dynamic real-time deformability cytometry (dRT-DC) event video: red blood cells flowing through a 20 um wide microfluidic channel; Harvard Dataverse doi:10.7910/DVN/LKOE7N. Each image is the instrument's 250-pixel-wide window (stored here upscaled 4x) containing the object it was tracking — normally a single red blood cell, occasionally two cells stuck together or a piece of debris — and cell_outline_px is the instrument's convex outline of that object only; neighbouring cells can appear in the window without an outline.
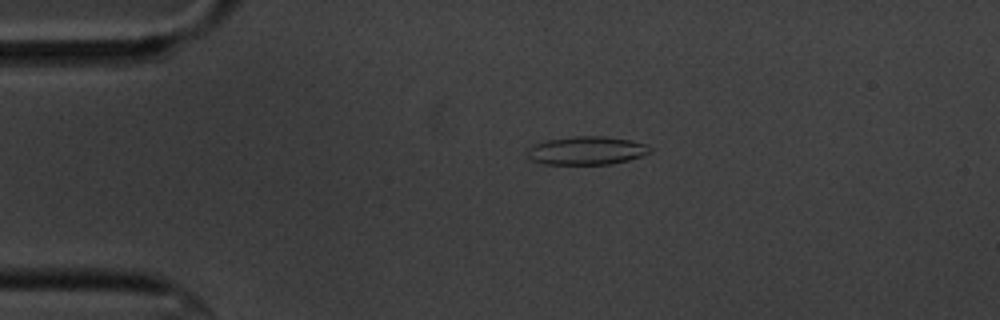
{"species": "common noctule bat (a hibernating species)", "species_latin": "Nyctalus noctula", "temperature_condition": "cold", "stored_images_in_passage": 14, "segment_of_instrument_passage": [1, 2], "camera_frame_rate_fps": 3000, "um_per_image_px": 0.085, "animal": {"sex": "male", "body_mass_g": 20.1, "forearm_length_mm": 53.5}, "frame": {"image": 1, "passage_image": 12, "time_ms": 3.667, "image_size_px": [1000, 320], "cell_outline_px": [[652, 152], [628, 160], [612, 164], [544, 164], [528, 160], [528, 148], [536, 144], [548, 140], [572, 136], [604, 136], [628, 140], [644, 144], [652, 148]], "centroid_in_image_um": [49.84, 12.81], "position_along_channel_um": 35.2, "area_um2": 20.17}}